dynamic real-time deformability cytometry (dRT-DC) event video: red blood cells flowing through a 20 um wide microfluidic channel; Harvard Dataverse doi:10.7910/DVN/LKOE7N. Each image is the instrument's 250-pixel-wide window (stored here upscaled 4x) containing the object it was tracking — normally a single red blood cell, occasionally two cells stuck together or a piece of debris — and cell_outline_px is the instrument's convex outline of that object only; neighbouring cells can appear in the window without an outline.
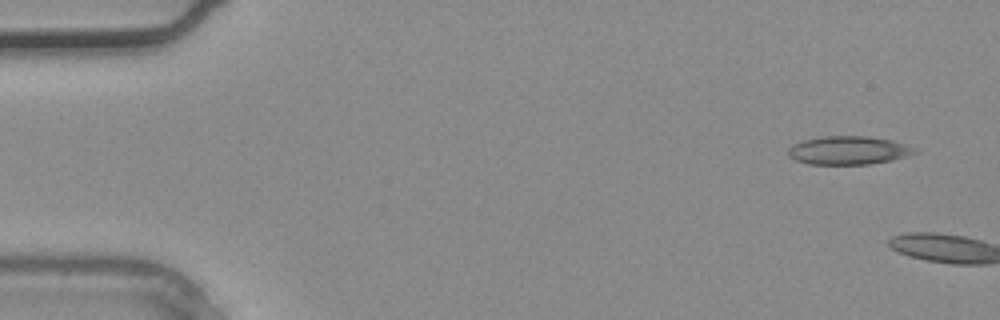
{"species": "common noctule bat (a hibernating species)", "species_latin": "Nyctalus noctula", "temperature_condition": "warm", "stored_images_in_passage": 4, "segment_of_instrument_passage": [1, 2], "camera_frame_rate_fps": 3000, "um_per_image_px": 0.085, "animal": {"sex": "male", "body_mass_g": 20.4}, "frame": {"image": 1, "passage_image": 1, "time_ms": 0.0, "image_size_px": [1000, 320], "cell_outline_px": [[920, 152], [892, 160], [868, 164], [808, 164], [796, 160], [788, 156], [788, 148], [792, 144], [804, 140], [820, 136], [868, 136], [892, 140], [912, 148]], "centroid_in_image_um": [72.07, 12.78], "position_along_channel_um": 12.9, "area_um2": 20.87}}
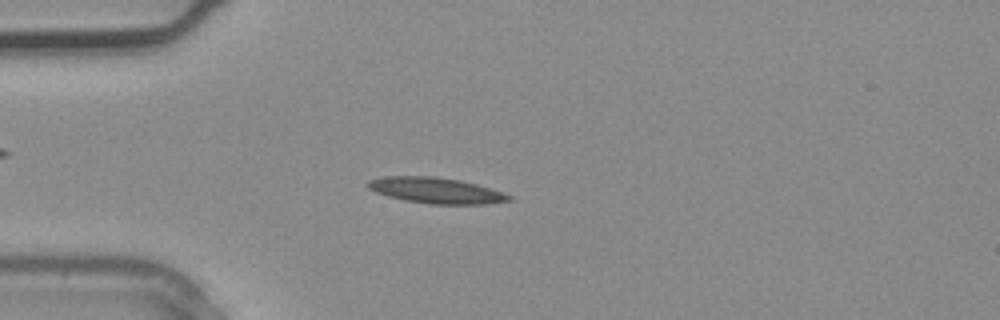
{"frame": {"image": 2, "passage_image": 3, "time_ms": 0.667, "image_size_px": [1000, 320], "cell_outline_px": [[512, 200], [488, 204], [432, 204], [404, 200], [388, 196], [376, 192], [368, 188], [364, 184], [368, 180], [388, 176], [436, 176], [460, 180], [476, 184], [512, 196]], "centroid_in_image_um": [37.02, 16.18], "position_along_channel_um": 48.0, "area_um2": 21.15}}